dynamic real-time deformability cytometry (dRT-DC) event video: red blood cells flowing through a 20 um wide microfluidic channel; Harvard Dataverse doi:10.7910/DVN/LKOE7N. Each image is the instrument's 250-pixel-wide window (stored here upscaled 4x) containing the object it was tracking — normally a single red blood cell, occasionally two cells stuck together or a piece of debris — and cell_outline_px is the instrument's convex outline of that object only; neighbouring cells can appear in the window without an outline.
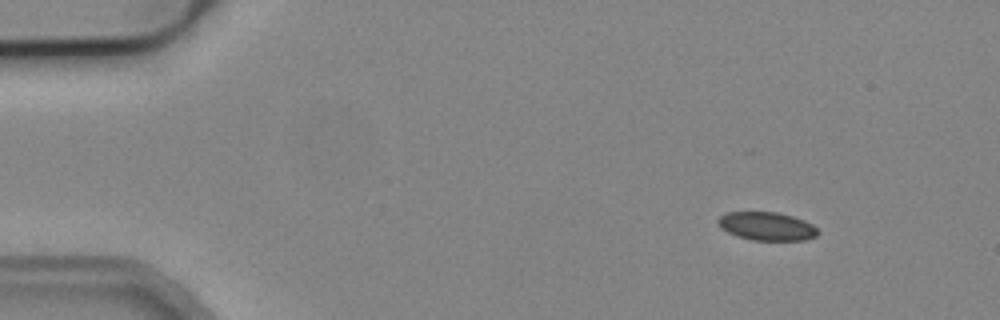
{"species": "common noctule bat (a hibernating species)", "species_latin": "Nyctalus noctula", "temperature_condition": "cold", "stored_images_in_passage": 8, "camera_frame_rate_fps": 3000, "um_per_image_px": 0.085, "animal": {"sex": "male", "body_mass_g": 19.2, "forearm_length_mm": 51.8}, "frame": {"image": 1, "passage_image": 1, "time_ms": 0.0, "image_size_px": [1000, 320], "cell_outline_px": [[820, 232], [816, 236], [808, 240], [752, 240], [736, 236], [720, 228], [716, 220], [720, 216], [728, 212], [776, 212], [792, 216], [804, 220], [812, 224]], "centroid_in_image_um": [65.17, 19.23], "position_along_channel_um": 19.8, "area_um2": 16.59}}
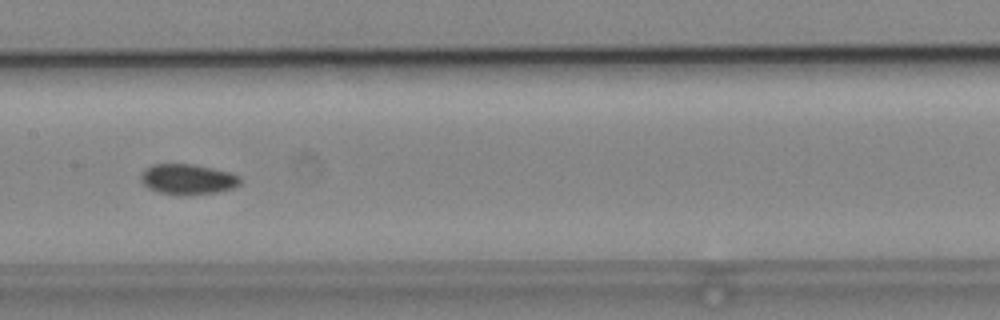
{"frame": {"image": 2, "passage_image": 7, "time_ms": 7.0, "image_size_px": [1000, 320], "cell_outline_px": [[240, 184], [232, 188], [216, 192], [176, 196], [160, 192], [148, 188], [140, 180], [140, 172], [144, 168], [152, 164], [192, 164], [212, 168], [228, 172], [240, 176]], "centroid_in_image_um": [15.9, 15.23], "position_along_channel_um": 191.5, "area_um2": 17.69}}
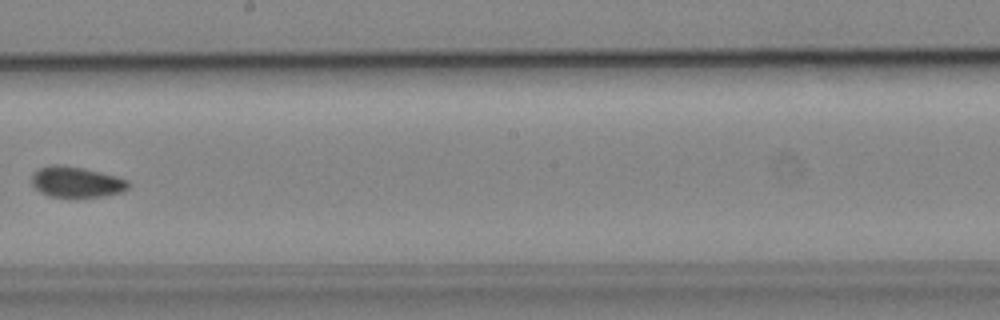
{"frame": {"image": 3, "passage_image": 8, "time_ms": 8.333, "image_size_px": [1000, 320], "cell_outline_px": [[128, 188], [120, 192], [104, 196], [48, 196], [40, 192], [32, 184], [32, 176], [40, 168], [52, 164], [60, 164], [84, 168], [116, 176], [128, 180]], "centroid_in_image_um": [6.48, 15.45], "position_along_channel_um": 241.7, "area_um2": 16.99}}